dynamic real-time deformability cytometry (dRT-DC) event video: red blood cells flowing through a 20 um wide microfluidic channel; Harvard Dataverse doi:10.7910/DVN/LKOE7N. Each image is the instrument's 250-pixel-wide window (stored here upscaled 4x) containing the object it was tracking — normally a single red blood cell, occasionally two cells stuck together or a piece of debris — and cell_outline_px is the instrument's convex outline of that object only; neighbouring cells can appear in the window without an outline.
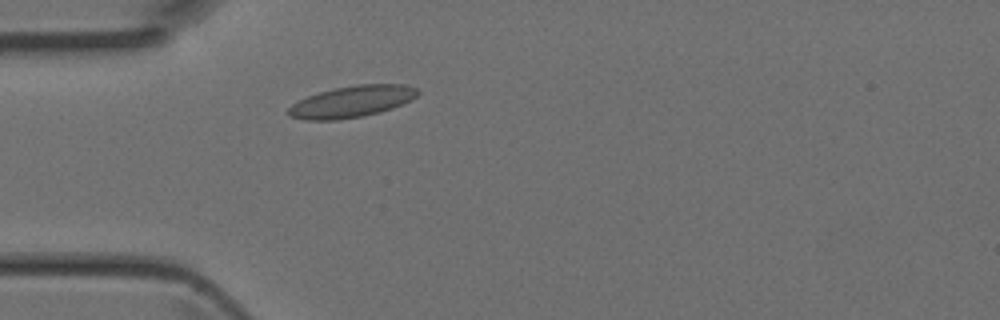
{"species": "Egyptian fruit bat (a non-hibernating species)", "species_latin": "Rousettus aegyptiacus", "temperature_condition": "room temperature", "stored_images_in_passage": 5, "camera_frame_rate_fps": 3000, "um_per_image_px": 0.085, "animal": {"sex": "female"}, "frame": {"image": 1, "passage_image": 5, "time_ms": 1.333, "image_size_px": [1000, 320], "cell_outline_px": [[420, 92], [412, 100], [392, 108], [380, 112], [364, 116], [336, 120], [304, 120], [288, 116], [284, 112], [292, 104], [308, 96], [332, 88], [356, 84], [404, 84], [416, 88]], "centroid_in_image_um": [29.88, 8.64], "position_along_channel_um": 55.1, "area_um2": 23.99}}